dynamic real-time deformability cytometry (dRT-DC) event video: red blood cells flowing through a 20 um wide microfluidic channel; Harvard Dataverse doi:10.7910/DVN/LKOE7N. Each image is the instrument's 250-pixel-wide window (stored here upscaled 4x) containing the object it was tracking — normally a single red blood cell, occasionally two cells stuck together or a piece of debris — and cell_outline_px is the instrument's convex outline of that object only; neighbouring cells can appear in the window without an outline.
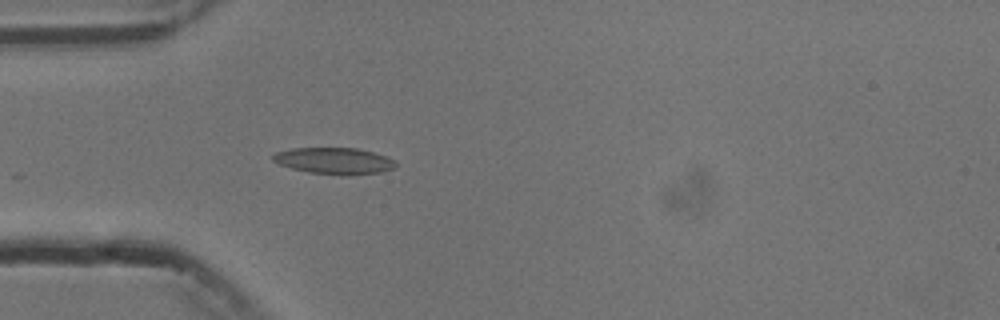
{"species": "common noctule bat (a hibernating species)", "species_latin": "Nyctalus noctula", "temperature_condition": "cold", "stored_images_in_passage": 4, "camera_frame_rate_fps": 3000, "um_per_image_px": 0.085, "animal": {"sex": "male", "body_mass_g": 13.3}, "frame": {"image": 1, "passage_image": 4, "time_ms": 3.333, "image_size_px": [1000, 320], "cell_outline_px": [[396, 164], [392, 168], [380, 172], [348, 176], [308, 172], [292, 168], [280, 164], [272, 160], [272, 156], [276, 152], [292, 148], [356, 148], [372, 152], [384, 156], [392, 160]], "centroid_in_image_um": [28.37, 13.67], "position_along_channel_um": 56.6, "area_um2": 18.73}}